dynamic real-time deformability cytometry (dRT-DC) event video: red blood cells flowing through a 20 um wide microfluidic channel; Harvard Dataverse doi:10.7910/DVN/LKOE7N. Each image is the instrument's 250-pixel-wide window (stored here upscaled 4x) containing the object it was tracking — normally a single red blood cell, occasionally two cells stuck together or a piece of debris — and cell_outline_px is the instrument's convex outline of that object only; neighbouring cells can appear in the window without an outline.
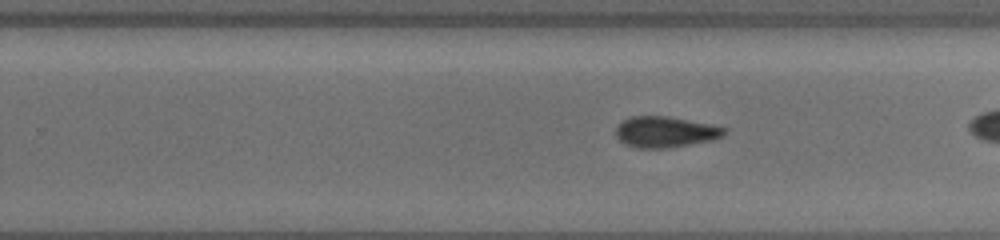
{"species": "common noctule bat (a hibernating species)", "species_latin": "Nyctalus noctula", "temperature_condition": "cold", "stored_images_in_passage": 34, "camera_frame_rate_fps": 3000, "um_per_image_px": 0.085, "animal": {"sex": "female", "body_mass_g": 19.5, "forearm_length_mm": 54.1}, "frame": {"image": 1, "passage_image": 25, "time_ms": 8.0, "image_size_px": [1000, 240], "cell_outline_px": [[728, 132], [724, 136], [716, 140], [668, 148], [632, 148], [624, 144], [616, 136], [616, 128], [624, 120], [632, 116], [664, 116], [724, 128]], "centroid_in_image_um": [56.53, 11.25], "position_along_channel_um": 273.3, "area_um2": 19.36}}